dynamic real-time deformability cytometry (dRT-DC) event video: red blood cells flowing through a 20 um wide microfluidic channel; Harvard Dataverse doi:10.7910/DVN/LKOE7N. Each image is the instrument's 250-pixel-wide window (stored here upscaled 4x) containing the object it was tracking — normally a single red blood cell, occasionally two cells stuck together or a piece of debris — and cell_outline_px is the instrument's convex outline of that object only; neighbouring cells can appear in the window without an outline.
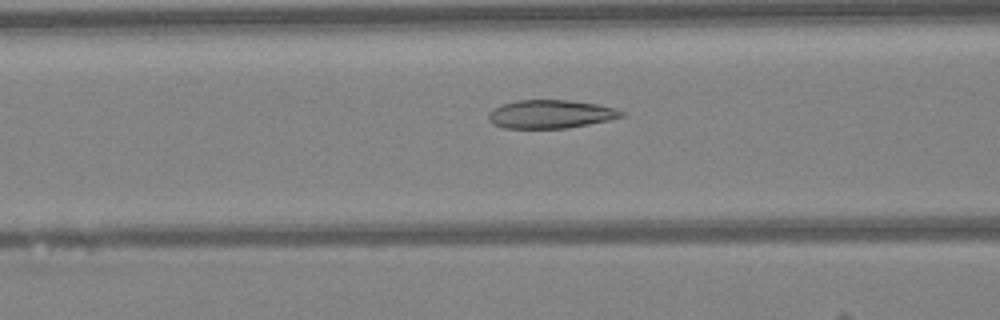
{"species": "Egyptian fruit bat (a non-hibernating species)", "species_latin": "Rousettus aegyptiacus", "temperature_condition": "warm", "stored_images_in_passage": 48, "camera_frame_rate_fps": 3000, "um_per_image_px": 0.085, "animal": {"sex": "female"}, "frame": {"image": 1, "passage_image": 19, "time_ms": 6.0, "image_size_px": [1000, 320], "cell_outline_px": [[628, 116], [588, 124], [564, 128], [504, 128], [492, 124], [488, 120], [488, 112], [492, 108], [500, 104], [516, 100], [568, 100], [596, 104], [616, 108], [628, 112]], "centroid_in_image_um": [46.8, 9.69], "position_along_channel_um": 119.8, "area_um2": 22.31}}
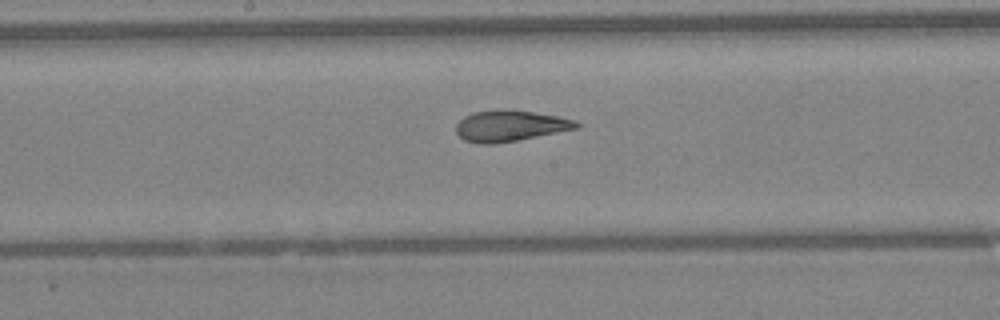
{"frame": {"image": 2, "passage_image": 25, "time_ms": 8.0, "image_size_px": [1000, 320], "cell_outline_px": [[580, 128], [516, 140], [492, 144], [480, 144], [464, 140], [456, 132], [456, 124], [464, 116], [472, 112], [504, 108], [532, 112], [556, 116], [572, 120], [580, 124]], "centroid_in_image_um": [43.31, 10.69], "position_along_channel_um": 204.9, "area_um2": 21.68}}
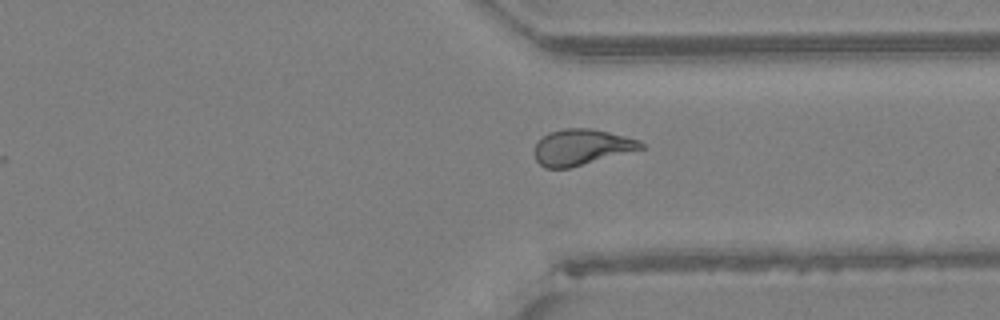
{"frame": {"image": 3, "passage_image": 36, "time_ms": 11.667, "image_size_px": [1000, 320], "cell_outline_px": [[644, 148], [568, 168], [544, 168], [536, 160], [536, 144], [548, 132], [564, 128], [592, 128], [640, 140], [644, 144]], "centroid_in_image_um": [49.43, 12.5], "position_along_channel_um": 362.0, "area_um2": 21.91}, "authors_computed_cell_mechanics": {"area_um2": 22.8021, "velocity_mm_per_s": 4.2799, "shape_relaxation_time_tau1_ms": null, "shape_relaxation_time_tau2_ms": 1.4466, "deformation_change_tau1": null, "deformation_change_tau2": 0.1007}}